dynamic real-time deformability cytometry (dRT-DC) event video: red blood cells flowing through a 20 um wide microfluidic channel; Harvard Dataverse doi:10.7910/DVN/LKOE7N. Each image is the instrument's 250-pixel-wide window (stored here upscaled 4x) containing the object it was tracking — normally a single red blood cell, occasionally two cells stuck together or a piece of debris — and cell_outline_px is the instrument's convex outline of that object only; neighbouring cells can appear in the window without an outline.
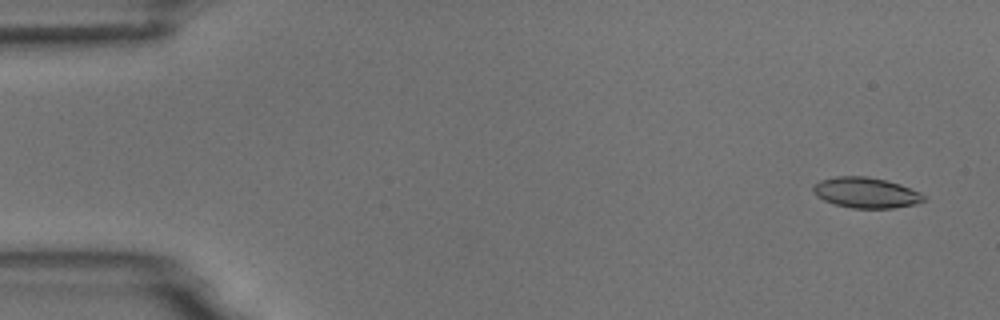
{"species": "common noctule bat (a hibernating species)", "species_latin": "Nyctalus noctula", "temperature_condition": "room temperature", "stored_images_in_passage": 6, "camera_frame_rate_fps": 3000, "um_per_image_px": 0.085, "animal": {"sex": "male", "body_mass_g": 18.8}, "frame": {"image": 1, "passage_image": 1, "time_ms": 0.0, "image_size_px": [1000, 320], "cell_outline_px": [[924, 200], [916, 204], [892, 208], [852, 208], [836, 204], [824, 200], [816, 196], [812, 188], [812, 184], [820, 180], [836, 176], [864, 176], [884, 180], [900, 184], [920, 192], [924, 196]], "centroid_in_image_um": [73.57, 16.37], "position_along_channel_um": 11.4, "area_um2": 19.59}}
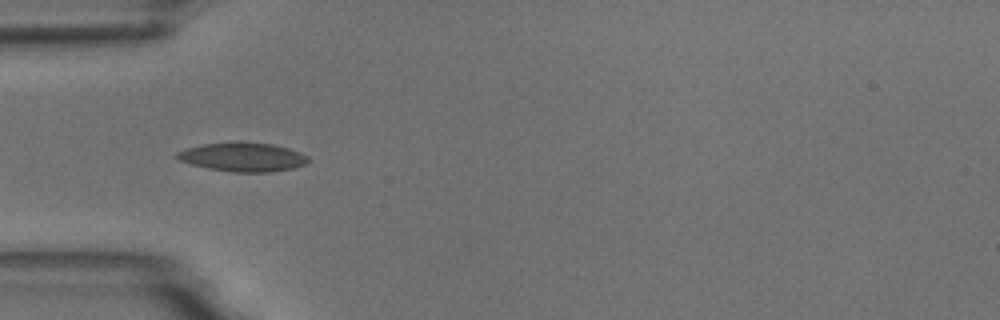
{"frame": {"image": 2, "passage_image": 5, "time_ms": 4.667, "image_size_px": [1000, 320], "cell_outline_px": [[308, 160], [304, 164], [292, 168], [272, 172], [232, 172], [208, 168], [192, 164], [180, 160], [172, 156], [176, 152], [184, 148], [204, 144], [240, 140], [272, 144], [288, 148], [300, 152], [308, 156]], "centroid_in_image_um": [20.59, 13.32], "position_along_channel_um": 64.4, "area_um2": 22.43}}